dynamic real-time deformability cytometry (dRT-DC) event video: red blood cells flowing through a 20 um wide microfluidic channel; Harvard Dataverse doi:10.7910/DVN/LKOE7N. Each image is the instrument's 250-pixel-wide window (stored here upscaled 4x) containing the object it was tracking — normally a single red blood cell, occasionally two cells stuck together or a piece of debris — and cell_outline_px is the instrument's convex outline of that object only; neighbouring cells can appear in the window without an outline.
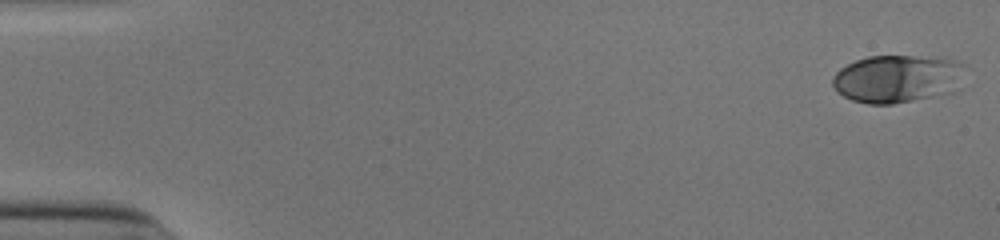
{"species": "human", "species_latin": "Homo sapiens", "temperature_condition": "cold", "stored_images_in_passage": 52, "camera_frame_rate_fps": 3000, "um_per_image_px": 0.085, "donor": {"sex": "male"}, "frame": {"image": 1, "passage_image": 1, "time_ms": 0.0, "image_size_px": [1000, 240], "cell_outline_px": [[960, 88], [956, 92], [892, 104], [868, 104], [852, 100], [836, 92], [832, 84], [832, 76], [840, 68], [856, 60], [868, 56], [948, 56], [956, 60], [960, 64]], "centroid_in_image_um": [76.26, 6.69], "position_along_channel_um": 8.7, "area_um2": 37.28}}
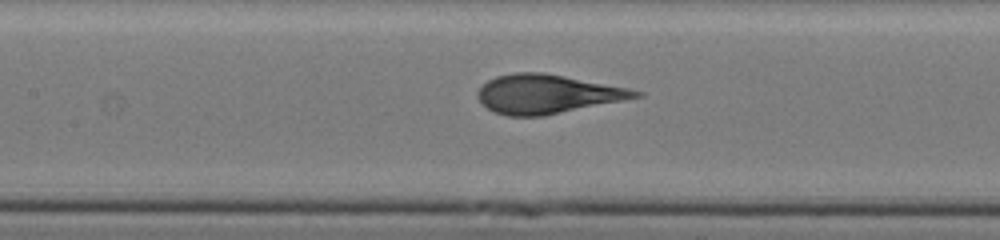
{"frame": {"image": 2, "passage_image": 25, "time_ms": 8.0, "image_size_px": [1000, 240], "cell_outline_px": [[644, 96], [544, 116], [508, 116], [496, 112], [488, 108], [476, 96], [476, 92], [488, 80], [496, 76], [512, 72], [544, 72], [628, 88], [644, 92]], "centroid_in_image_um": [46.51, 7.99], "position_along_channel_um": 160.9, "area_um2": 35.72}}
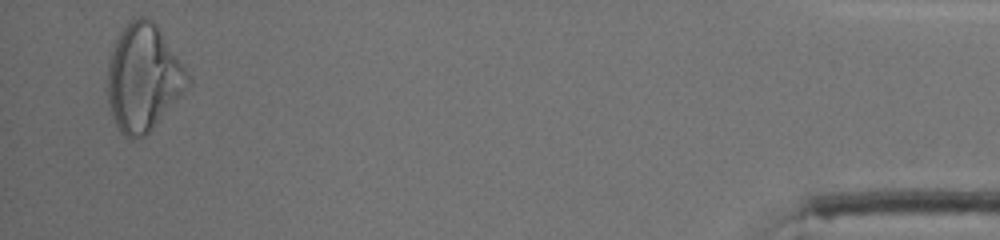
{"frame": {"image": 3, "passage_image": 51, "time_ms": 16.667, "image_size_px": [1000, 240], "cell_outline_px": [[192, 80], [184, 92], [152, 128], [144, 136], [132, 140], [128, 140], [120, 132], [112, 116], [108, 104], [108, 60], [116, 36], [128, 20], [132, 16], [148, 16], [156, 24]], "centroid_in_image_um": [12.14, 6.58], "position_along_channel_um": 423.1, "area_um2": 50.0}, "authors_computed_cell_mechanics": {"area_um2": 35.8938, "velocity_mm_per_s": 3.9079, "shape_relaxation_time_tau1_ms": 2.8192, "shape_relaxation_time_tau2_ms": null, "deformation_change_tau1": 0.1834, "deformation_change_tau2": null}}